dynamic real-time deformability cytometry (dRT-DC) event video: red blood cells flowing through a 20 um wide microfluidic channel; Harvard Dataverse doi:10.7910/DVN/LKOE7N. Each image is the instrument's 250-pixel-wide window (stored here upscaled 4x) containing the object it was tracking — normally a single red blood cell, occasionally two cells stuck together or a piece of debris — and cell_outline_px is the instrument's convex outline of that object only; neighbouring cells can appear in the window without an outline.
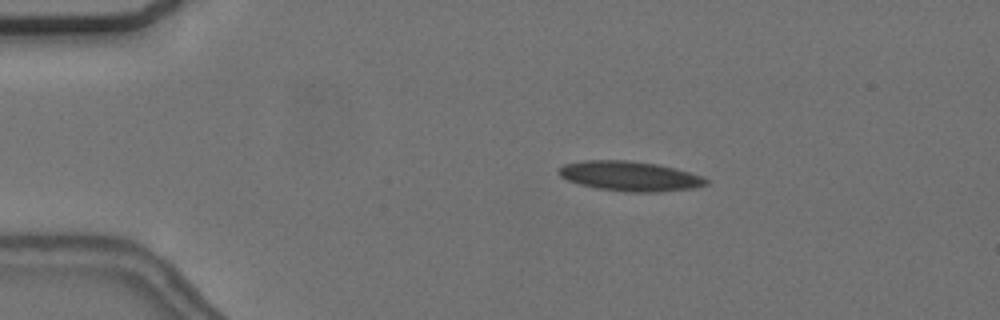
{"species": "common noctule bat (a hibernating species)", "species_latin": "Nyctalus noctula", "temperature_condition": "cold", "stored_images_in_passage": 55, "camera_frame_rate_fps": 3000, "um_per_image_px": 0.085, "animal": {"sex": "female", "body_mass_g": 24.6, "forearm_length_mm": 56.2}, "frame": {"image": 1, "passage_image": 10, "time_ms": 3.0, "image_size_px": [1000, 320], "cell_outline_px": [[708, 184], [692, 188], [660, 192], [628, 192], [596, 188], [580, 184], [568, 180], [560, 176], [556, 172], [564, 164], [584, 160], [628, 160], [656, 164], [704, 176], [708, 180]], "centroid_in_image_um": [53.52, 14.97], "position_along_channel_um": 31.5, "area_um2": 25.49}}
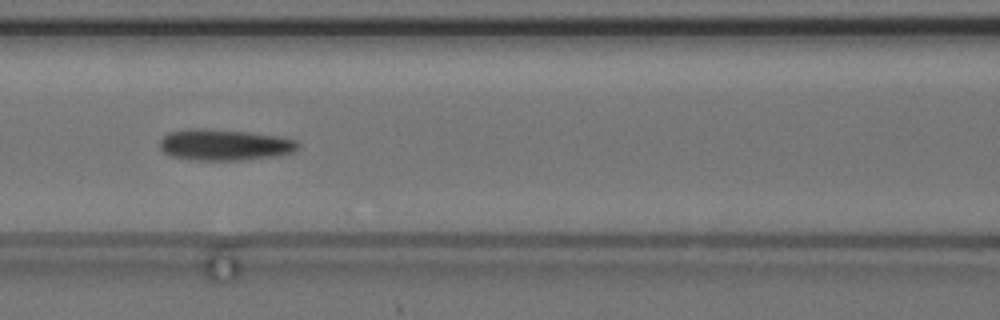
{"frame": {"image": 2, "passage_image": 24, "time_ms": 7.667, "image_size_px": [1000, 320], "cell_outline_px": [[300, 144], [292, 152], [276, 156], [240, 160], [188, 160], [172, 156], [164, 152], [160, 148], [160, 140], [168, 132], [192, 128], [204, 128], [248, 132], [280, 136], [296, 140]], "centroid_in_image_um": [19.06, 12.31], "position_along_channel_um": 147.5, "area_um2": 25.2}}
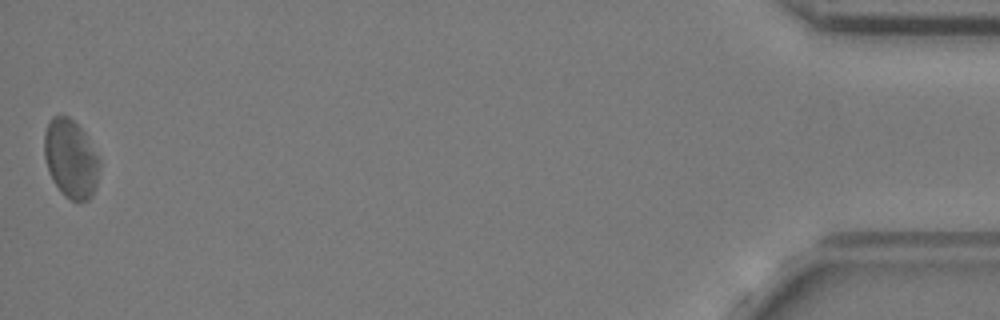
{"frame": {"image": 3, "passage_image": 55, "time_ms": 18.0, "image_size_px": [1000, 320], "cell_outline_px": [[100, 164], [96, 184], [92, 196], [88, 200], [80, 204], [64, 196], [60, 192], [52, 180], [48, 172], [44, 156], [44, 132], [48, 120], [52, 116], [68, 116], [84, 132], [100, 160]], "centroid_in_image_um": [5.99, 13.52], "position_along_channel_um": 429.2, "area_um2": 25.55}, "authors_computed_cell_mechanics": {"area_um2": 24.7384, "velocity_mm_per_s": 3.6397, "shape_relaxation_time_tau1_ms": 11.1085, "shape_relaxation_time_tau2_ms": null, "deformation_change_tau1": 0.1715, "deformation_change_tau2": null}}